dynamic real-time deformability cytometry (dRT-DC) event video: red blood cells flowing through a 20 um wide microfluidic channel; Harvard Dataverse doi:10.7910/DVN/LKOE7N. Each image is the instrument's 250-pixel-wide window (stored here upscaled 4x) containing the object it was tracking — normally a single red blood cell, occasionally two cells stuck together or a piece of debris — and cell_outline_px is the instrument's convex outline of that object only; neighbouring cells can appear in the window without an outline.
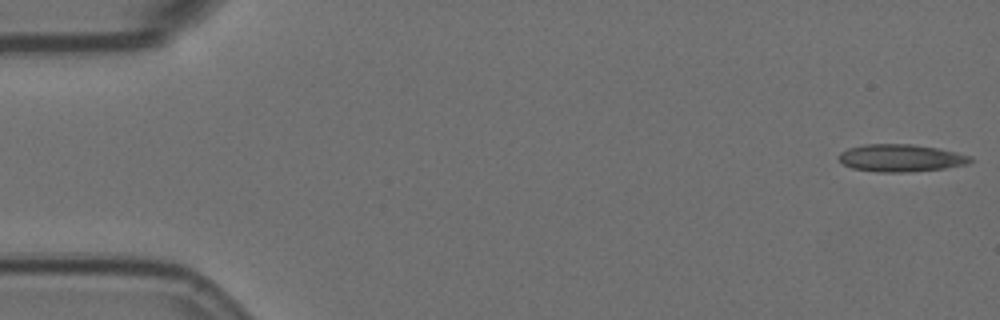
{"species": "Egyptian fruit bat (a non-hibernating species)", "species_latin": "Rousettus aegyptiacus", "temperature_condition": "room temperature", "stored_images_in_passage": 57, "camera_frame_rate_fps": 3000, "um_per_image_px": 0.085, "animal": {"sex": "female"}, "frame": {"image": 1, "passage_image": 1, "time_ms": 0.0, "image_size_px": [1000, 320], "cell_outline_px": [[972, 160], [968, 164], [944, 168], [908, 172], [876, 172], [852, 168], [844, 164], [836, 156], [840, 152], [848, 148], [864, 144], [912, 144], [936, 148], [956, 152], [972, 156]], "centroid_in_image_um": [76.54, 13.43], "position_along_channel_um": 8.5, "area_um2": 21.04}}
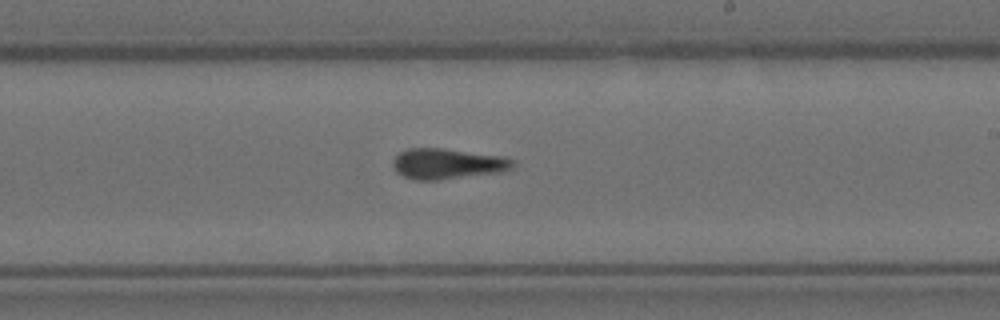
{"frame": {"image": 2, "passage_image": 33, "time_ms": 10.667, "image_size_px": [1000, 320], "cell_outline_px": [[516, 164], [512, 168], [500, 172], [436, 180], [416, 180], [404, 176], [396, 172], [392, 168], [392, 160], [400, 152], [408, 148], [440, 148], [504, 156], [516, 160]], "centroid_in_image_um": [38.04, 13.91], "position_along_channel_um": 251.0, "area_um2": 21.44}}
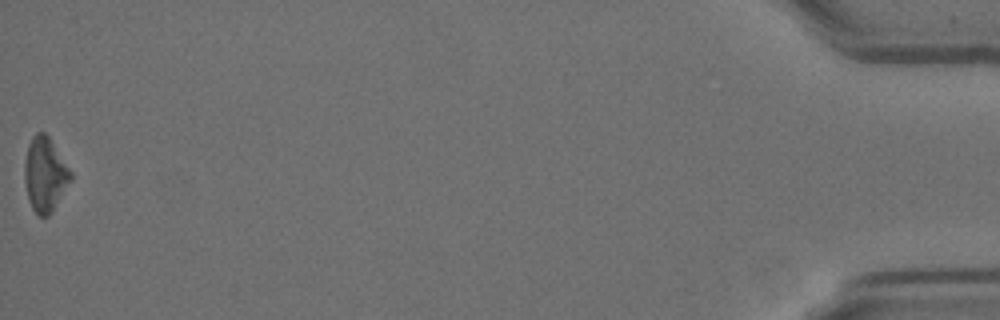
{"frame": {"image": 3, "passage_image": 57, "time_ms": 18.667, "image_size_px": [1000, 320], "cell_outline_px": [[72, 180], [52, 212], [48, 216], [40, 216], [32, 208], [28, 200], [24, 180], [24, 164], [28, 144], [32, 136], [36, 132], [44, 132], [48, 136], [72, 172]], "centroid_in_image_um": [3.82, 14.83], "position_along_channel_um": 431.4, "area_um2": 20.06}, "authors_computed_cell_mechanics": {"area_um2": 20.5768, "velocity_mm_per_s": 3.522, "shape_relaxation_time_tau1_ms": null, "shape_relaxation_time_tau2_ms": 3.4743, "deformation_change_tau1": null, "deformation_change_tau2": 0.1221}}